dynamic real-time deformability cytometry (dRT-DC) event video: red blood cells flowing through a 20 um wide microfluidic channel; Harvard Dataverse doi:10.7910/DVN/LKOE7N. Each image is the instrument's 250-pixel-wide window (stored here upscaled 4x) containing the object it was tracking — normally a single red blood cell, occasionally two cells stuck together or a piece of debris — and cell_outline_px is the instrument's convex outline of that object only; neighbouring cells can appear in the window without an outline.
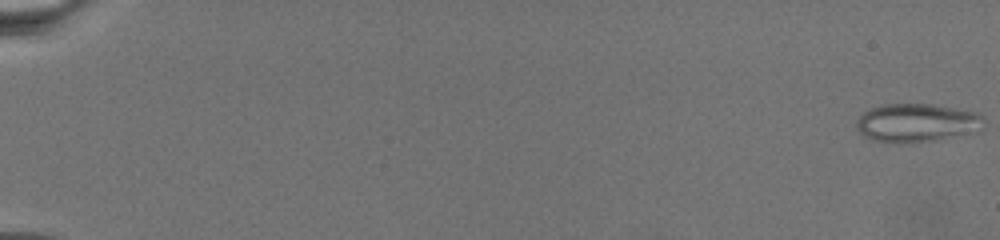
{"species": "common noctule bat (a hibernating species)", "species_latin": "Nyctalus noctula", "temperature_condition": "warm", "stored_images_in_passage": 73, "camera_frame_rate_fps": 3000, "um_per_image_px": 0.085, "animal": {"sex": "female", "body_mass_g": 19.5, "forearm_length_mm": 54.1}, "frame": {"image": 1, "passage_image": 1, "time_ms": 0.0, "image_size_px": [1000, 240], "cell_outline_px": [[984, 116], [956, 132], [936, 140], [904, 144], [900, 144], [872, 140], [856, 132], [856, 120], [864, 112], [872, 108], [884, 104], [932, 104], [976, 112]], "centroid_in_image_um": [77.58, 10.42], "position_along_channel_um": 7.4, "area_um2": 26.93}}
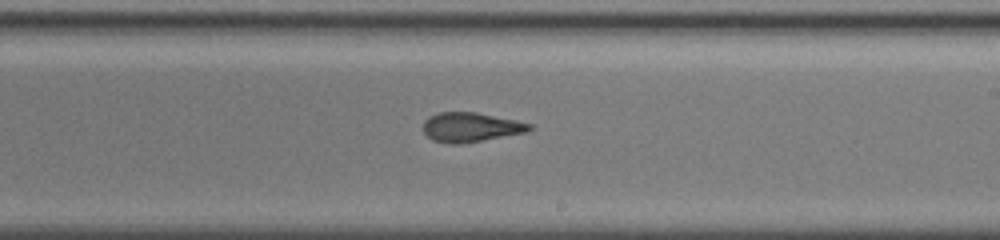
{"frame": {"image": 2, "passage_image": 47, "time_ms": 15.333, "image_size_px": [1000, 240], "cell_outline_px": [[536, 128], [528, 132], [460, 144], [448, 144], [432, 140], [424, 132], [424, 120], [428, 116], [440, 112], [476, 112], [516, 120], [532, 124]], "centroid_in_image_um": [40.04, 10.81], "position_along_channel_um": 249.0, "area_um2": 18.38}}
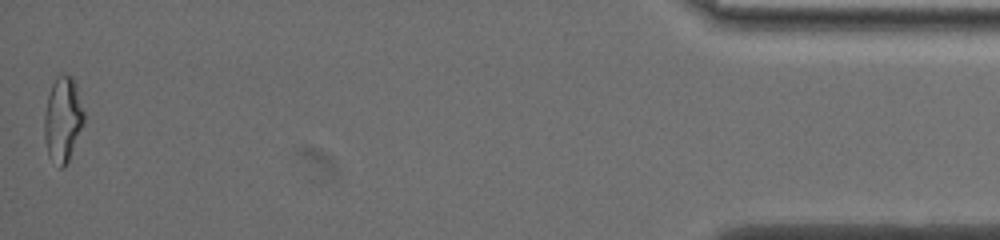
{"frame": {"image": 3, "passage_image": 73, "time_ms": 24.0, "image_size_px": [1000, 240], "cell_outline_px": [[84, 120], [68, 160], [64, 168], [60, 168], [48, 156], [44, 136], [44, 116], [48, 96], [52, 84], [56, 76], [60, 72], [72, 76], [76, 84], [84, 112]], "centroid_in_image_um": [5.32, 10.11], "position_along_channel_um": 429.9, "area_um2": 19.54}}